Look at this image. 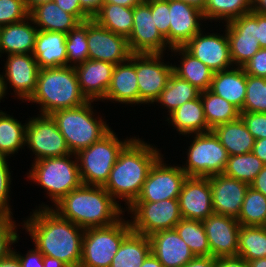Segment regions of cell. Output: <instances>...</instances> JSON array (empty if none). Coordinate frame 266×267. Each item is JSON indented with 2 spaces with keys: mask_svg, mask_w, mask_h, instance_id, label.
<instances>
[{
  "mask_svg": "<svg viewBox=\"0 0 266 267\" xmlns=\"http://www.w3.org/2000/svg\"><path fill=\"white\" fill-rule=\"evenodd\" d=\"M38 209L22 224L34 246L43 255L56 258L67 267H79L85 229L60 217L52 206L44 204Z\"/></svg>",
  "mask_w": 266,
  "mask_h": 267,
  "instance_id": "obj_1",
  "label": "cell"
},
{
  "mask_svg": "<svg viewBox=\"0 0 266 267\" xmlns=\"http://www.w3.org/2000/svg\"><path fill=\"white\" fill-rule=\"evenodd\" d=\"M158 149L134 137L119 153L103 185L116 201L124 200L129 208L138 198L148 172L161 156Z\"/></svg>",
  "mask_w": 266,
  "mask_h": 267,
  "instance_id": "obj_2",
  "label": "cell"
},
{
  "mask_svg": "<svg viewBox=\"0 0 266 267\" xmlns=\"http://www.w3.org/2000/svg\"><path fill=\"white\" fill-rule=\"evenodd\" d=\"M52 208L60 217L83 229L107 227L119 221L123 208L103 186L81 185Z\"/></svg>",
  "mask_w": 266,
  "mask_h": 267,
  "instance_id": "obj_3",
  "label": "cell"
},
{
  "mask_svg": "<svg viewBox=\"0 0 266 267\" xmlns=\"http://www.w3.org/2000/svg\"><path fill=\"white\" fill-rule=\"evenodd\" d=\"M40 106V114L51 115L54 111L75 108L89 100L82 93L74 67L62 66L39 70L34 93L27 100Z\"/></svg>",
  "mask_w": 266,
  "mask_h": 267,
  "instance_id": "obj_4",
  "label": "cell"
},
{
  "mask_svg": "<svg viewBox=\"0 0 266 267\" xmlns=\"http://www.w3.org/2000/svg\"><path fill=\"white\" fill-rule=\"evenodd\" d=\"M92 102L89 100L81 106L56 110L51 114L72 154L88 148L111 130L102 117L94 118Z\"/></svg>",
  "mask_w": 266,
  "mask_h": 267,
  "instance_id": "obj_5",
  "label": "cell"
},
{
  "mask_svg": "<svg viewBox=\"0 0 266 267\" xmlns=\"http://www.w3.org/2000/svg\"><path fill=\"white\" fill-rule=\"evenodd\" d=\"M72 155L75 156V160H71ZM32 164L27 178L47 190L49 199L51 198L54 205L82 185L76 154L45 158Z\"/></svg>",
  "mask_w": 266,
  "mask_h": 267,
  "instance_id": "obj_6",
  "label": "cell"
},
{
  "mask_svg": "<svg viewBox=\"0 0 266 267\" xmlns=\"http://www.w3.org/2000/svg\"><path fill=\"white\" fill-rule=\"evenodd\" d=\"M119 140L113 130L88 148L80 150L78 160L83 185L103 186L108 180L119 153L132 140Z\"/></svg>",
  "mask_w": 266,
  "mask_h": 267,
  "instance_id": "obj_7",
  "label": "cell"
},
{
  "mask_svg": "<svg viewBox=\"0 0 266 267\" xmlns=\"http://www.w3.org/2000/svg\"><path fill=\"white\" fill-rule=\"evenodd\" d=\"M131 231L129 220L124 218L111 226L85 229L79 267H110L122 241Z\"/></svg>",
  "mask_w": 266,
  "mask_h": 267,
  "instance_id": "obj_8",
  "label": "cell"
},
{
  "mask_svg": "<svg viewBox=\"0 0 266 267\" xmlns=\"http://www.w3.org/2000/svg\"><path fill=\"white\" fill-rule=\"evenodd\" d=\"M187 149L186 166H180L187 177H210L222 174L228 161V153L211 130L194 134Z\"/></svg>",
  "mask_w": 266,
  "mask_h": 267,
  "instance_id": "obj_9",
  "label": "cell"
},
{
  "mask_svg": "<svg viewBox=\"0 0 266 267\" xmlns=\"http://www.w3.org/2000/svg\"><path fill=\"white\" fill-rule=\"evenodd\" d=\"M132 231L147 237L162 231L174 229L182 219L178 199L158 202H134L129 208Z\"/></svg>",
  "mask_w": 266,
  "mask_h": 267,
  "instance_id": "obj_10",
  "label": "cell"
},
{
  "mask_svg": "<svg viewBox=\"0 0 266 267\" xmlns=\"http://www.w3.org/2000/svg\"><path fill=\"white\" fill-rule=\"evenodd\" d=\"M163 54L132 53L139 88V104H154L166 88L173 65L162 61Z\"/></svg>",
  "mask_w": 266,
  "mask_h": 267,
  "instance_id": "obj_11",
  "label": "cell"
},
{
  "mask_svg": "<svg viewBox=\"0 0 266 267\" xmlns=\"http://www.w3.org/2000/svg\"><path fill=\"white\" fill-rule=\"evenodd\" d=\"M26 127L25 144L35 154V161L62 157L71 154L64 136L51 115L29 118Z\"/></svg>",
  "mask_w": 266,
  "mask_h": 267,
  "instance_id": "obj_12",
  "label": "cell"
},
{
  "mask_svg": "<svg viewBox=\"0 0 266 267\" xmlns=\"http://www.w3.org/2000/svg\"><path fill=\"white\" fill-rule=\"evenodd\" d=\"M162 157L161 155L150 168L135 202H158L166 199H178L187 175L180 166H167Z\"/></svg>",
  "mask_w": 266,
  "mask_h": 267,
  "instance_id": "obj_13",
  "label": "cell"
},
{
  "mask_svg": "<svg viewBox=\"0 0 266 267\" xmlns=\"http://www.w3.org/2000/svg\"><path fill=\"white\" fill-rule=\"evenodd\" d=\"M127 39L131 53L163 54L169 48L155 25L151 0L141 1L133 7V27Z\"/></svg>",
  "mask_w": 266,
  "mask_h": 267,
  "instance_id": "obj_14",
  "label": "cell"
},
{
  "mask_svg": "<svg viewBox=\"0 0 266 267\" xmlns=\"http://www.w3.org/2000/svg\"><path fill=\"white\" fill-rule=\"evenodd\" d=\"M88 54L91 60H101L117 65L131 56L128 39L98 25L93 19L87 21Z\"/></svg>",
  "mask_w": 266,
  "mask_h": 267,
  "instance_id": "obj_15",
  "label": "cell"
},
{
  "mask_svg": "<svg viewBox=\"0 0 266 267\" xmlns=\"http://www.w3.org/2000/svg\"><path fill=\"white\" fill-rule=\"evenodd\" d=\"M231 61L243 67L261 47L256 38V12L241 15L226 23Z\"/></svg>",
  "mask_w": 266,
  "mask_h": 267,
  "instance_id": "obj_16",
  "label": "cell"
},
{
  "mask_svg": "<svg viewBox=\"0 0 266 267\" xmlns=\"http://www.w3.org/2000/svg\"><path fill=\"white\" fill-rule=\"evenodd\" d=\"M202 32L201 30L197 33L184 48L213 72L227 70L231 65L234 66L230 57L226 29L225 35L217 33L203 35Z\"/></svg>",
  "mask_w": 266,
  "mask_h": 267,
  "instance_id": "obj_17",
  "label": "cell"
},
{
  "mask_svg": "<svg viewBox=\"0 0 266 267\" xmlns=\"http://www.w3.org/2000/svg\"><path fill=\"white\" fill-rule=\"evenodd\" d=\"M182 218L207 219L213 212L209 177H187L178 196Z\"/></svg>",
  "mask_w": 266,
  "mask_h": 267,
  "instance_id": "obj_18",
  "label": "cell"
},
{
  "mask_svg": "<svg viewBox=\"0 0 266 267\" xmlns=\"http://www.w3.org/2000/svg\"><path fill=\"white\" fill-rule=\"evenodd\" d=\"M212 257L238 256L240 224L237 218L213 213L203 220Z\"/></svg>",
  "mask_w": 266,
  "mask_h": 267,
  "instance_id": "obj_19",
  "label": "cell"
},
{
  "mask_svg": "<svg viewBox=\"0 0 266 267\" xmlns=\"http://www.w3.org/2000/svg\"><path fill=\"white\" fill-rule=\"evenodd\" d=\"M4 70L5 89L7 90L8 83L11 84L15 95L22 101H27L36 89L40 70L35 57L32 54H10Z\"/></svg>",
  "mask_w": 266,
  "mask_h": 267,
  "instance_id": "obj_20",
  "label": "cell"
},
{
  "mask_svg": "<svg viewBox=\"0 0 266 267\" xmlns=\"http://www.w3.org/2000/svg\"><path fill=\"white\" fill-rule=\"evenodd\" d=\"M169 49L184 47L202 29L203 12L182 1L169 0Z\"/></svg>",
  "mask_w": 266,
  "mask_h": 267,
  "instance_id": "obj_21",
  "label": "cell"
},
{
  "mask_svg": "<svg viewBox=\"0 0 266 267\" xmlns=\"http://www.w3.org/2000/svg\"><path fill=\"white\" fill-rule=\"evenodd\" d=\"M213 212L238 218L249 184L226 175L210 176Z\"/></svg>",
  "mask_w": 266,
  "mask_h": 267,
  "instance_id": "obj_22",
  "label": "cell"
},
{
  "mask_svg": "<svg viewBox=\"0 0 266 267\" xmlns=\"http://www.w3.org/2000/svg\"><path fill=\"white\" fill-rule=\"evenodd\" d=\"M149 240L151 253L164 267H184L195 257L175 229L156 232Z\"/></svg>",
  "mask_w": 266,
  "mask_h": 267,
  "instance_id": "obj_23",
  "label": "cell"
},
{
  "mask_svg": "<svg viewBox=\"0 0 266 267\" xmlns=\"http://www.w3.org/2000/svg\"><path fill=\"white\" fill-rule=\"evenodd\" d=\"M115 65L101 60L88 59L75 66L78 83L88 100H102L111 84Z\"/></svg>",
  "mask_w": 266,
  "mask_h": 267,
  "instance_id": "obj_24",
  "label": "cell"
},
{
  "mask_svg": "<svg viewBox=\"0 0 266 267\" xmlns=\"http://www.w3.org/2000/svg\"><path fill=\"white\" fill-rule=\"evenodd\" d=\"M66 33L37 32L32 55L40 69L67 66Z\"/></svg>",
  "mask_w": 266,
  "mask_h": 267,
  "instance_id": "obj_25",
  "label": "cell"
},
{
  "mask_svg": "<svg viewBox=\"0 0 266 267\" xmlns=\"http://www.w3.org/2000/svg\"><path fill=\"white\" fill-rule=\"evenodd\" d=\"M135 64L128 59L115 65L111 84L102 99L126 104H139V88Z\"/></svg>",
  "mask_w": 266,
  "mask_h": 267,
  "instance_id": "obj_26",
  "label": "cell"
},
{
  "mask_svg": "<svg viewBox=\"0 0 266 267\" xmlns=\"http://www.w3.org/2000/svg\"><path fill=\"white\" fill-rule=\"evenodd\" d=\"M247 74L243 67L213 73L209 90L230 102L240 112L246 97Z\"/></svg>",
  "mask_w": 266,
  "mask_h": 267,
  "instance_id": "obj_27",
  "label": "cell"
},
{
  "mask_svg": "<svg viewBox=\"0 0 266 267\" xmlns=\"http://www.w3.org/2000/svg\"><path fill=\"white\" fill-rule=\"evenodd\" d=\"M28 21H30V16L20 22L1 27L0 57L2 53H7L8 55L33 53L39 30Z\"/></svg>",
  "mask_w": 266,
  "mask_h": 267,
  "instance_id": "obj_28",
  "label": "cell"
},
{
  "mask_svg": "<svg viewBox=\"0 0 266 267\" xmlns=\"http://www.w3.org/2000/svg\"><path fill=\"white\" fill-rule=\"evenodd\" d=\"M30 23L38 30L56 31L68 34L81 22L72 14L63 11L55 2H43L29 11Z\"/></svg>",
  "mask_w": 266,
  "mask_h": 267,
  "instance_id": "obj_29",
  "label": "cell"
},
{
  "mask_svg": "<svg viewBox=\"0 0 266 267\" xmlns=\"http://www.w3.org/2000/svg\"><path fill=\"white\" fill-rule=\"evenodd\" d=\"M166 121H169L168 123L172 124L179 134L184 136L188 134V137L191 134L193 136V134L211 131L205 119L200 96L179 106L169 114Z\"/></svg>",
  "mask_w": 266,
  "mask_h": 267,
  "instance_id": "obj_30",
  "label": "cell"
},
{
  "mask_svg": "<svg viewBox=\"0 0 266 267\" xmlns=\"http://www.w3.org/2000/svg\"><path fill=\"white\" fill-rule=\"evenodd\" d=\"M212 131L225 147L229 156L252 152L254 137L248 131L244 121L237 120L215 126Z\"/></svg>",
  "mask_w": 266,
  "mask_h": 267,
  "instance_id": "obj_31",
  "label": "cell"
},
{
  "mask_svg": "<svg viewBox=\"0 0 266 267\" xmlns=\"http://www.w3.org/2000/svg\"><path fill=\"white\" fill-rule=\"evenodd\" d=\"M181 55V63L173 65V73L179 78L186 80L198 90L206 91L210 88L213 71L200 60L190 54L184 47H174L170 49ZM181 53V54H180Z\"/></svg>",
  "mask_w": 266,
  "mask_h": 267,
  "instance_id": "obj_32",
  "label": "cell"
},
{
  "mask_svg": "<svg viewBox=\"0 0 266 267\" xmlns=\"http://www.w3.org/2000/svg\"><path fill=\"white\" fill-rule=\"evenodd\" d=\"M150 253L149 237L131 231L122 241L110 267H140Z\"/></svg>",
  "mask_w": 266,
  "mask_h": 267,
  "instance_id": "obj_33",
  "label": "cell"
},
{
  "mask_svg": "<svg viewBox=\"0 0 266 267\" xmlns=\"http://www.w3.org/2000/svg\"><path fill=\"white\" fill-rule=\"evenodd\" d=\"M92 19L107 30L128 38L133 27V7L103 3Z\"/></svg>",
  "mask_w": 266,
  "mask_h": 267,
  "instance_id": "obj_34",
  "label": "cell"
},
{
  "mask_svg": "<svg viewBox=\"0 0 266 267\" xmlns=\"http://www.w3.org/2000/svg\"><path fill=\"white\" fill-rule=\"evenodd\" d=\"M200 93L201 91L195 86L172 73L166 88L160 93L155 103H160L162 108L163 106L164 108L166 107L167 112L170 114L187 101L198 98Z\"/></svg>",
  "mask_w": 266,
  "mask_h": 267,
  "instance_id": "obj_35",
  "label": "cell"
},
{
  "mask_svg": "<svg viewBox=\"0 0 266 267\" xmlns=\"http://www.w3.org/2000/svg\"><path fill=\"white\" fill-rule=\"evenodd\" d=\"M200 97L205 119L211 130L217 125L237 120L240 117V111L235 106L209 89L202 91Z\"/></svg>",
  "mask_w": 266,
  "mask_h": 267,
  "instance_id": "obj_36",
  "label": "cell"
},
{
  "mask_svg": "<svg viewBox=\"0 0 266 267\" xmlns=\"http://www.w3.org/2000/svg\"><path fill=\"white\" fill-rule=\"evenodd\" d=\"M27 123L24 125L13 116L0 110V155L18 153L25 144ZM24 145V146H23Z\"/></svg>",
  "mask_w": 266,
  "mask_h": 267,
  "instance_id": "obj_37",
  "label": "cell"
},
{
  "mask_svg": "<svg viewBox=\"0 0 266 267\" xmlns=\"http://www.w3.org/2000/svg\"><path fill=\"white\" fill-rule=\"evenodd\" d=\"M238 256L246 261L266 258V229L263 226H240Z\"/></svg>",
  "mask_w": 266,
  "mask_h": 267,
  "instance_id": "obj_38",
  "label": "cell"
},
{
  "mask_svg": "<svg viewBox=\"0 0 266 267\" xmlns=\"http://www.w3.org/2000/svg\"><path fill=\"white\" fill-rule=\"evenodd\" d=\"M252 11V0H206L204 20H225L227 22ZM209 18V19H208Z\"/></svg>",
  "mask_w": 266,
  "mask_h": 267,
  "instance_id": "obj_39",
  "label": "cell"
},
{
  "mask_svg": "<svg viewBox=\"0 0 266 267\" xmlns=\"http://www.w3.org/2000/svg\"><path fill=\"white\" fill-rule=\"evenodd\" d=\"M194 256H211L203 221L182 218L174 227Z\"/></svg>",
  "mask_w": 266,
  "mask_h": 267,
  "instance_id": "obj_40",
  "label": "cell"
},
{
  "mask_svg": "<svg viewBox=\"0 0 266 267\" xmlns=\"http://www.w3.org/2000/svg\"><path fill=\"white\" fill-rule=\"evenodd\" d=\"M264 163L252 152L228 157L223 174L251 184L262 170Z\"/></svg>",
  "mask_w": 266,
  "mask_h": 267,
  "instance_id": "obj_41",
  "label": "cell"
},
{
  "mask_svg": "<svg viewBox=\"0 0 266 267\" xmlns=\"http://www.w3.org/2000/svg\"><path fill=\"white\" fill-rule=\"evenodd\" d=\"M237 220L242 226H264L266 222V197L249 186Z\"/></svg>",
  "mask_w": 266,
  "mask_h": 267,
  "instance_id": "obj_42",
  "label": "cell"
},
{
  "mask_svg": "<svg viewBox=\"0 0 266 267\" xmlns=\"http://www.w3.org/2000/svg\"><path fill=\"white\" fill-rule=\"evenodd\" d=\"M66 49L67 66L75 67L89 59L87 21L80 23L66 35Z\"/></svg>",
  "mask_w": 266,
  "mask_h": 267,
  "instance_id": "obj_43",
  "label": "cell"
},
{
  "mask_svg": "<svg viewBox=\"0 0 266 267\" xmlns=\"http://www.w3.org/2000/svg\"><path fill=\"white\" fill-rule=\"evenodd\" d=\"M242 112L266 113V78L247 75Z\"/></svg>",
  "mask_w": 266,
  "mask_h": 267,
  "instance_id": "obj_44",
  "label": "cell"
},
{
  "mask_svg": "<svg viewBox=\"0 0 266 267\" xmlns=\"http://www.w3.org/2000/svg\"><path fill=\"white\" fill-rule=\"evenodd\" d=\"M29 17L24 0H0V27L17 23Z\"/></svg>",
  "mask_w": 266,
  "mask_h": 267,
  "instance_id": "obj_45",
  "label": "cell"
},
{
  "mask_svg": "<svg viewBox=\"0 0 266 267\" xmlns=\"http://www.w3.org/2000/svg\"><path fill=\"white\" fill-rule=\"evenodd\" d=\"M12 218V215H0V260L13 252L11 245L19 240L17 226Z\"/></svg>",
  "mask_w": 266,
  "mask_h": 267,
  "instance_id": "obj_46",
  "label": "cell"
},
{
  "mask_svg": "<svg viewBox=\"0 0 266 267\" xmlns=\"http://www.w3.org/2000/svg\"><path fill=\"white\" fill-rule=\"evenodd\" d=\"M6 159H8L7 156L0 155V215L11 216L12 209L9 205L11 173Z\"/></svg>",
  "mask_w": 266,
  "mask_h": 267,
  "instance_id": "obj_47",
  "label": "cell"
},
{
  "mask_svg": "<svg viewBox=\"0 0 266 267\" xmlns=\"http://www.w3.org/2000/svg\"><path fill=\"white\" fill-rule=\"evenodd\" d=\"M151 13L154 15L155 25L169 46V0H151Z\"/></svg>",
  "mask_w": 266,
  "mask_h": 267,
  "instance_id": "obj_48",
  "label": "cell"
},
{
  "mask_svg": "<svg viewBox=\"0 0 266 267\" xmlns=\"http://www.w3.org/2000/svg\"><path fill=\"white\" fill-rule=\"evenodd\" d=\"M240 117L255 140L266 138V113L240 112Z\"/></svg>",
  "mask_w": 266,
  "mask_h": 267,
  "instance_id": "obj_49",
  "label": "cell"
},
{
  "mask_svg": "<svg viewBox=\"0 0 266 267\" xmlns=\"http://www.w3.org/2000/svg\"><path fill=\"white\" fill-rule=\"evenodd\" d=\"M243 69L247 75L266 78V48H261L255 53Z\"/></svg>",
  "mask_w": 266,
  "mask_h": 267,
  "instance_id": "obj_50",
  "label": "cell"
},
{
  "mask_svg": "<svg viewBox=\"0 0 266 267\" xmlns=\"http://www.w3.org/2000/svg\"><path fill=\"white\" fill-rule=\"evenodd\" d=\"M65 12L74 15L81 23L92 19L80 6L79 0H54Z\"/></svg>",
  "mask_w": 266,
  "mask_h": 267,
  "instance_id": "obj_51",
  "label": "cell"
},
{
  "mask_svg": "<svg viewBox=\"0 0 266 267\" xmlns=\"http://www.w3.org/2000/svg\"><path fill=\"white\" fill-rule=\"evenodd\" d=\"M13 249V252L16 254L21 267H43V254L35 247L34 249H30L26 255L21 256Z\"/></svg>",
  "mask_w": 266,
  "mask_h": 267,
  "instance_id": "obj_52",
  "label": "cell"
},
{
  "mask_svg": "<svg viewBox=\"0 0 266 267\" xmlns=\"http://www.w3.org/2000/svg\"><path fill=\"white\" fill-rule=\"evenodd\" d=\"M216 267H249L248 261L240 256L217 257Z\"/></svg>",
  "mask_w": 266,
  "mask_h": 267,
  "instance_id": "obj_53",
  "label": "cell"
},
{
  "mask_svg": "<svg viewBox=\"0 0 266 267\" xmlns=\"http://www.w3.org/2000/svg\"><path fill=\"white\" fill-rule=\"evenodd\" d=\"M256 38L261 48H266V15L256 13Z\"/></svg>",
  "mask_w": 266,
  "mask_h": 267,
  "instance_id": "obj_54",
  "label": "cell"
},
{
  "mask_svg": "<svg viewBox=\"0 0 266 267\" xmlns=\"http://www.w3.org/2000/svg\"><path fill=\"white\" fill-rule=\"evenodd\" d=\"M184 267H216V257L195 256Z\"/></svg>",
  "mask_w": 266,
  "mask_h": 267,
  "instance_id": "obj_55",
  "label": "cell"
},
{
  "mask_svg": "<svg viewBox=\"0 0 266 267\" xmlns=\"http://www.w3.org/2000/svg\"><path fill=\"white\" fill-rule=\"evenodd\" d=\"M254 190L261 192L266 197V164L250 184Z\"/></svg>",
  "mask_w": 266,
  "mask_h": 267,
  "instance_id": "obj_56",
  "label": "cell"
},
{
  "mask_svg": "<svg viewBox=\"0 0 266 267\" xmlns=\"http://www.w3.org/2000/svg\"><path fill=\"white\" fill-rule=\"evenodd\" d=\"M81 8L91 17L100 10L103 0H79Z\"/></svg>",
  "mask_w": 266,
  "mask_h": 267,
  "instance_id": "obj_57",
  "label": "cell"
},
{
  "mask_svg": "<svg viewBox=\"0 0 266 267\" xmlns=\"http://www.w3.org/2000/svg\"><path fill=\"white\" fill-rule=\"evenodd\" d=\"M252 153L266 164V138L254 141Z\"/></svg>",
  "mask_w": 266,
  "mask_h": 267,
  "instance_id": "obj_58",
  "label": "cell"
},
{
  "mask_svg": "<svg viewBox=\"0 0 266 267\" xmlns=\"http://www.w3.org/2000/svg\"><path fill=\"white\" fill-rule=\"evenodd\" d=\"M0 267H21L19 259L14 252L0 260Z\"/></svg>",
  "mask_w": 266,
  "mask_h": 267,
  "instance_id": "obj_59",
  "label": "cell"
},
{
  "mask_svg": "<svg viewBox=\"0 0 266 267\" xmlns=\"http://www.w3.org/2000/svg\"><path fill=\"white\" fill-rule=\"evenodd\" d=\"M43 267H67L60 260L44 255L43 256Z\"/></svg>",
  "mask_w": 266,
  "mask_h": 267,
  "instance_id": "obj_60",
  "label": "cell"
},
{
  "mask_svg": "<svg viewBox=\"0 0 266 267\" xmlns=\"http://www.w3.org/2000/svg\"><path fill=\"white\" fill-rule=\"evenodd\" d=\"M252 11L266 15V0H252Z\"/></svg>",
  "mask_w": 266,
  "mask_h": 267,
  "instance_id": "obj_61",
  "label": "cell"
},
{
  "mask_svg": "<svg viewBox=\"0 0 266 267\" xmlns=\"http://www.w3.org/2000/svg\"><path fill=\"white\" fill-rule=\"evenodd\" d=\"M140 267H164V266L152 253H150Z\"/></svg>",
  "mask_w": 266,
  "mask_h": 267,
  "instance_id": "obj_62",
  "label": "cell"
},
{
  "mask_svg": "<svg viewBox=\"0 0 266 267\" xmlns=\"http://www.w3.org/2000/svg\"><path fill=\"white\" fill-rule=\"evenodd\" d=\"M140 2L141 0H103V3H112L124 7H134Z\"/></svg>",
  "mask_w": 266,
  "mask_h": 267,
  "instance_id": "obj_63",
  "label": "cell"
},
{
  "mask_svg": "<svg viewBox=\"0 0 266 267\" xmlns=\"http://www.w3.org/2000/svg\"><path fill=\"white\" fill-rule=\"evenodd\" d=\"M185 2L187 4H190L192 6H195L196 8L200 9L201 11L204 10V7L206 5V0H178Z\"/></svg>",
  "mask_w": 266,
  "mask_h": 267,
  "instance_id": "obj_64",
  "label": "cell"
},
{
  "mask_svg": "<svg viewBox=\"0 0 266 267\" xmlns=\"http://www.w3.org/2000/svg\"><path fill=\"white\" fill-rule=\"evenodd\" d=\"M248 264L249 267H266V258L249 260Z\"/></svg>",
  "mask_w": 266,
  "mask_h": 267,
  "instance_id": "obj_65",
  "label": "cell"
},
{
  "mask_svg": "<svg viewBox=\"0 0 266 267\" xmlns=\"http://www.w3.org/2000/svg\"><path fill=\"white\" fill-rule=\"evenodd\" d=\"M48 1H53V0H24L25 5L27 9L30 11L33 7L36 5L43 3V2H48Z\"/></svg>",
  "mask_w": 266,
  "mask_h": 267,
  "instance_id": "obj_66",
  "label": "cell"
},
{
  "mask_svg": "<svg viewBox=\"0 0 266 267\" xmlns=\"http://www.w3.org/2000/svg\"><path fill=\"white\" fill-rule=\"evenodd\" d=\"M5 94H6V89H5L4 78L3 75L0 74V100L3 99Z\"/></svg>",
  "mask_w": 266,
  "mask_h": 267,
  "instance_id": "obj_67",
  "label": "cell"
}]
</instances>
